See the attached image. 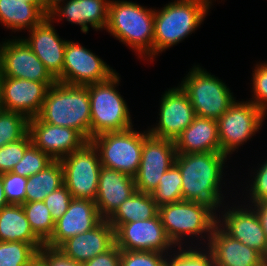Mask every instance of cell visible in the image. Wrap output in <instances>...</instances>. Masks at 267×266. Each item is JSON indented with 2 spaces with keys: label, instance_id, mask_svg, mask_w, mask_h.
I'll return each instance as SVG.
<instances>
[{
  "label": "cell",
  "instance_id": "cell-1",
  "mask_svg": "<svg viewBox=\"0 0 267 266\" xmlns=\"http://www.w3.org/2000/svg\"><path fill=\"white\" fill-rule=\"evenodd\" d=\"M228 159L222 152L176 154L174 164L181 171L183 200L206 204L217 213L226 203L222 180Z\"/></svg>",
  "mask_w": 267,
  "mask_h": 266
},
{
  "label": "cell",
  "instance_id": "cell-7",
  "mask_svg": "<svg viewBox=\"0 0 267 266\" xmlns=\"http://www.w3.org/2000/svg\"><path fill=\"white\" fill-rule=\"evenodd\" d=\"M179 85L187 93L196 116L219 119L236 101L233 92L219 79L200 65H193Z\"/></svg>",
  "mask_w": 267,
  "mask_h": 266
},
{
  "label": "cell",
  "instance_id": "cell-16",
  "mask_svg": "<svg viewBox=\"0 0 267 266\" xmlns=\"http://www.w3.org/2000/svg\"><path fill=\"white\" fill-rule=\"evenodd\" d=\"M115 244L125 251H155L168 254L176 248L167 237L159 215L122 224L115 231Z\"/></svg>",
  "mask_w": 267,
  "mask_h": 266
},
{
  "label": "cell",
  "instance_id": "cell-43",
  "mask_svg": "<svg viewBox=\"0 0 267 266\" xmlns=\"http://www.w3.org/2000/svg\"><path fill=\"white\" fill-rule=\"evenodd\" d=\"M38 254L48 263V266H82L81 263L63 255L58 249L43 246Z\"/></svg>",
  "mask_w": 267,
  "mask_h": 266
},
{
  "label": "cell",
  "instance_id": "cell-8",
  "mask_svg": "<svg viewBox=\"0 0 267 266\" xmlns=\"http://www.w3.org/2000/svg\"><path fill=\"white\" fill-rule=\"evenodd\" d=\"M131 127L123 131L106 132L91 138L103 167L115 169L134 177L141 162L144 139L148 130Z\"/></svg>",
  "mask_w": 267,
  "mask_h": 266
},
{
  "label": "cell",
  "instance_id": "cell-30",
  "mask_svg": "<svg viewBox=\"0 0 267 266\" xmlns=\"http://www.w3.org/2000/svg\"><path fill=\"white\" fill-rule=\"evenodd\" d=\"M182 175L173 164L161 177L158 187L151 193L158 206L183 201Z\"/></svg>",
  "mask_w": 267,
  "mask_h": 266
},
{
  "label": "cell",
  "instance_id": "cell-18",
  "mask_svg": "<svg viewBox=\"0 0 267 266\" xmlns=\"http://www.w3.org/2000/svg\"><path fill=\"white\" fill-rule=\"evenodd\" d=\"M32 143L53 160H60L80 149L87 140L75 129L43 122L38 116L28 121Z\"/></svg>",
  "mask_w": 267,
  "mask_h": 266
},
{
  "label": "cell",
  "instance_id": "cell-11",
  "mask_svg": "<svg viewBox=\"0 0 267 266\" xmlns=\"http://www.w3.org/2000/svg\"><path fill=\"white\" fill-rule=\"evenodd\" d=\"M12 37L0 43V77L57 82L26 41Z\"/></svg>",
  "mask_w": 267,
  "mask_h": 266
},
{
  "label": "cell",
  "instance_id": "cell-23",
  "mask_svg": "<svg viewBox=\"0 0 267 266\" xmlns=\"http://www.w3.org/2000/svg\"><path fill=\"white\" fill-rule=\"evenodd\" d=\"M115 244V230L103 219L96 227L64 241L57 249L78 263H85Z\"/></svg>",
  "mask_w": 267,
  "mask_h": 266
},
{
  "label": "cell",
  "instance_id": "cell-28",
  "mask_svg": "<svg viewBox=\"0 0 267 266\" xmlns=\"http://www.w3.org/2000/svg\"><path fill=\"white\" fill-rule=\"evenodd\" d=\"M159 206L149 193L135 191L132 196L123 201L115 212L107 219L116 231L122 224L147 220L158 215Z\"/></svg>",
  "mask_w": 267,
  "mask_h": 266
},
{
  "label": "cell",
  "instance_id": "cell-48",
  "mask_svg": "<svg viewBox=\"0 0 267 266\" xmlns=\"http://www.w3.org/2000/svg\"><path fill=\"white\" fill-rule=\"evenodd\" d=\"M24 1L31 2L34 4H43L42 0H24Z\"/></svg>",
  "mask_w": 267,
  "mask_h": 266
},
{
  "label": "cell",
  "instance_id": "cell-34",
  "mask_svg": "<svg viewBox=\"0 0 267 266\" xmlns=\"http://www.w3.org/2000/svg\"><path fill=\"white\" fill-rule=\"evenodd\" d=\"M37 253L29 243L0 241V266H27Z\"/></svg>",
  "mask_w": 267,
  "mask_h": 266
},
{
  "label": "cell",
  "instance_id": "cell-41",
  "mask_svg": "<svg viewBox=\"0 0 267 266\" xmlns=\"http://www.w3.org/2000/svg\"><path fill=\"white\" fill-rule=\"evenodd\" d=\"M72 196L65 185L54 190L44 199V203L51 212L52 219L57 221L67 211Z\"/></svg>",
  "mask_w": 267,
  "mask_h": 266
},
{
  "label": "cell",
  "instance_id": "cell-31",
  "mask_svg": "<svg viewBox=\"0 0 267 266\" xmlns=\"http://www.w3.org/2000/svg\"><path fill=\"white\" fill-rule=\"evenodd\" d=\"M22 208L33 232L45 243L53 234L55 222L44 201L25 202Z\"/></svg>",
  "mask_w": 267,
  "mask_h": 266
},
{
  "label": "cell",
  "instance_id": "cell-33",
  "mask_svg": "<svg viewBox=\"0 0 267 266\" xmlns=\"http://www.w3.org/2000/svg\"><path fill=\"white\" fill-rule=\"evenodd\" d=\"M167 266H214V262L206 247H177L167 254Z\"/></svg>",
  "mask_w": 267,
  "mask_h": 266
},
{
  "label": "cell",
  "instance_id": "cell-20",
  "mask_svg": "<svg viewBox=\"0 0 267 266\" xmlns=\"http://www.w3.org/2000/svg\"><path fill=\"white\" fill-rule=\"evenodd\" d=\"M102 220L95 201L73 198L67 211L55 221L53 234L44 246L57 249L64 241L93 229Z\"/></svg>",
  "mask_w": 267,
  "mask_h": 266
},
{
  "label": "cell",
  "instance_id": "cell-45",
  "mask_svg": "<svg viewBox=\"0 0 267 266\" xmlns=\"http://www.w3.org/2000/svg\"><path fill=\"white\" fill-rule=\"evenodd\" d=\"M64 1L68 0H42L44 11L48 14L54 7Z\"/></svg>",
  "mask_w": 267,
  "mask_h": 266
},
{
  "label": "cell",
  "instance_id": "cell-5",
  "mask_svg": "<svg viewBox=\"0 0 267 266\" xmlns=\"http://www.w3.org/2000/svg\"><path fill=\"white\" fill-rule=\"evenodd\" d=\"M38 117L48 124L75 129L90 141L88 85H68L57 81L48 88Z\"/></svg>",
  "mask_w": 267,
  "mask_h": 266
},
{
  "label": "cell",
  "instance_id": "cell-38",
  "mask_svg": "<svg viewBox=\"0 0 267 266\" xmlns=\"http://www.w3.org/2000/svg\"><path fill=\"white\" fill-rule=\"evenodd\" d=\"M120 266H167V254L121 250Z\"/></svg>",
  "mask_w": 267,
  "mask_h": 266
},
{
  "label": "cell",
  "instance_id": "cell-40",
  "mask_svg": "<svg viewBox=\"0 0 267 266\" xmlns=\"http://www.w3.org/2000/svg\"><path fill=\"white\" fill-rule=\"evenodd\" d=\"M8 204L25 203L27 178L13 172L1 174Z\"/></svg>",
  "mask_w": 267,
  "mask_h": 266
},
{
  "label": "cell",
  "instance_id": "cell-29",
  "mask_svg": "<svg viewBox=\"0 0 267 266\" xmlns=\"http://www.w3.org/2000/svg\"><path fill=\"white\" fill-rule=\"evenodd\" d=\"M64 185L60 160H54L44 170L27 178L25 202L44 201L47 195Z\"/></svg>",
  "mask_w": 267,
  "mask_h": 266
},
{
  "label": "cell",
  "instance_id": "cell-26",
  "mask_svg": "<svg viewBox=\"0 0 267 266\" xmlns=\"http://www.w3.org/2000/svg\"><path fill=\"white\" fill-rule=\"evenodd\" d=\"M47 15L43 4L24 0H0V23L14 33L22 30L29 31Z\"/></svg>",
  "mask_w": 267,
  "mask_h": 266
},
{
  "label": "cell",
  "instance_id": "cell-35",
  "mask_svg": "<svg viewBox=\"0 0 267 266\" xmlns=\"http://www.w3.org/2000/svg\"><path fill=\"white\" fill-rule=\"evenodd\" d=\"M54 160L31 143L25 151L24 157L13 167L14 174L30 177L44 170Z\"/></svg>",
  "mask_w": 267,
  "mask_h": 266
},
{
  "label": "cell",
  "instance_id": "cell-32",
  "mask_svg": "<svg viewBox=\"0 0 267 266\" xmlns=\"http://www.w3.org/2000/svg\"><path fill=\"white\" fill-rule=\"evenodd\" d=\"M28 121L21 113L0 109V147L22 139L28 133Z\"/></svg>",
  "mask_w": 267,
  "mask_h": 266
},
{
  "label": "cell",
  "instance_id": "cell-15",
  "mask_svg": "<svg viewBox=\"0 0 267 266\" xmlns=\"http://www.w3.org/2000/svg\"><path fill=\"white\" fill-rule=\"evenodd\" d=\"M176 148L173 140L148 134L144 139L141 162L134 176L136 191L151 194L162 175L174 164Z\"/></svg>",
  "mask_w": 267,
  "mask_h": 266
},
{
  "label": "cell",
  "instance_id": "cell-3",
  "mask_svg": "<svg viewBox=\"0 0 267 266\" xmlns=\"http://www.w3.org/2000/svg\"><path fill=\"white\" fill-rule=\"evenodd\" d=\"M158 215L167 237L176 248L190 247V245L192 247L193 244L194 247H199L201 244V247H205L217 224V213L210 206L193 201L183 200L161 205L158 208Z\"/></svg>",
  "mask_w": 267,
  "mask_h": 266
},
{
  "label": "cell",
  "instance_id": "cell-27",
  "mask_svg": "<svg viewBox=\"0 0 267 266\" xmlns=\"http://www.w3.org/2000/svg\"><path fill=\"white\" fill-rule=\"evenodd\" d=\"M0 241H21L31 244L37 251L44 242L33 232L22 205L8 204L0 209Z\"/></svg>",
  "mask_w": 267,
  "mask_h": 266
},
{
  "label": "cell",
  "instance_id": "cell-22",
  "mask_svg": "<svg viewBox=\"0 0 267 266\" xmlns=\"http://www.w3.org/2000/svg\"><path fill=\"white\" fill-rule=\"evenodd\" d=\"M205 247L213 256L214 266H267L259 252L230 237L217 224Z\"/></svg>",
  "mask_w": 267,
  "mask_h": 266
},
{
  "label": "cell",
  "instance_id": "cell-39",
  "mask_svg": "<svg viewBox=\"0 0 267 266\" xmlns=\"http://www.w3.org/2000/svg\"><path fill=\"white\" fill-rule=\"evenodd\" d=\"M266 160V161H265ZM264 162H261L263 164H259L255 170H253L255 173L250 176V178L253 176L251 183L249 182V185L245 187L246 191V197L249 198L247 204H253L256 202H267V159L265 158ZM250 186V188H249ZM249 188V189H247ZM249 192V193H248Z\"/></svg>",
  "mask_w": 267,
  "mask_h": 266
},
{
  "label": "cell",
  "instance_id": "cell-6",
  "mask_svg": "<svg viewBox=\"0 0 267 266\" xmlns=\"http://www.w3.org/2000/svg\"><path fill=\"white\" fill-rule=\"evenodd\" d=\"M119 73L108 80L88 85L90 98V140L106 132L123 131L133 127L132 115L126 100L117 90Z\"/></svg>",
  "mask_w": 267,
  "mask_h": 266
},
{
  "label": "cell",
  "instance_id": "cell-21",
  "mask_svg": "<svg viewBox=\"0 0 267 266\" xmlns=\"http://www.w3.org/2000/svg\"><path fill=\"white\" fill-rule=\"evenodd\" d=\"M111 0H68L54 7L48 16L53 22L63 18L71 24L79 25L81 32L87 34L93 30H105L108 23ZM90 26V27H89Z\"/></svg>",
  "mask_w": 267,
  "mask_h": 266
},
{
  "label": "cell",
  "instance_id": "cell-36",
  "mask_svg": "<svg viewBox=\"0 0 267 266\" xmlns=\"http://www.w3.org/2000/svg\"><path fill=\"white\" fill-rule=\"evenodd\" d=\"M32 143L30 134L22 139L0 147V175L9 173L13 167L24 157L26 148Z\"/></svg>",
  "mask_w": 267,
  "mask_h": 266
},
{
  "label": "cell",
  "instance_id": "cell-24",
  "mask_svg": "<svg viewBox=\"0 0 267 266\" xmlns=\"http://www.w3.org/2000/svg\"><path fill=\"white\" fill-rule=\"evenodd\" d=\"M135 191L134 177L102 166L95 199L100 216L108 219Z\"/></svg>",
  "mask_w": 267,
  "mask_h": 266
},
{
  "label": "cell",
  "instance_id": "cell-37",
  "mask_svg": "<svg viewBox=\"0 0 267 266\" xmlns=\"http://www.w3.org/2000/svg\"><path fill=\"white\" fill-rule=\"evenodd\" d=\"M253 68L252 78V102L267 115V61L258 62Z\"/></svg>",
  "mask_w": 267,
  "mask_h": 266
},
{
  "label": "cell",
  "instance_id": "cell-44",
  "mask_svg": "<svg viewBox=\"0 0 267 266\" xmlns=\"http://www.w3.org/2000/svg\"><path fill=\"white\" fill-rule=\"evenodd\" d=\"M250 205L258 215L267 241V202H256Z\"/></svg>",
  "mask_w": 267,
  "mask_h": 266
},
{
  "label": "cell",
  "instance_id": "cell-4",
  "mask_svg": "<svg viewBox=\"0 0 267 266\" xmlns=\"http://www.w3.org/2000/svg\"><path fill=\"white\" fill-rule=\"evenodd\" d=\"M214 0H174L154 8V59L200 27Z\"/></svg>",
  "mask_w": 267,
  "mask_h": 266
},
{
  "label": "cell",
  "instance_id": "cell-19",
  "mask_svg": "<svg viewBox=\"0 0 267 266\" xmlns=\"http://www.w3.org/2000/svg\"><path fill=\"white\" fill-rule=\"evenodd\" d=\"M52 19L47 15L37 26L30 29L29 37H23L46 69L62 83V70L66 43L56 32Z\"/></svg>",
  "mask_w": 267,
  "mask_h": 266
},
{
  "label": "cell",
  "instance_id": "cell-10",
  "mask_svg": "<svg viewBox=\"0 0 267 266\" xmlns=\"http://www.w3.org/2000/svg\"><path fill=\"white\" fill-rule=\"evenodd\" d=\"M64 185L74 199L95 201L102 167L98 150L91 141L60 159Z\"/></svg>",
  "mask_w": 267,
  "mask_h": 266
},
{
  "label": "cell",
  "instance_id": "cell-25",
  "mask_svg": "<svg viewBox=\"0 0 267 266\" xmlns=\"http://www.w3.org/2000/svg\"><path fill=\"white\" fill-rule=\"evenodd\" d=\"M174 144L176 154L221 152L217 120L196 116Z\"/></svg>",
  "mask_w": 267,
  "mask_h": 266
},
{
  "label": "cell",
  "instance_id": "cell-17",
  "mask_svg": "<svg viewBox=\"0 0 267 266\" xmlns=\"http://www.w3.org/2000/svg\"><path fill=\"white\" fill-rule=\"evenodd\" d=\"M55 83L0 77V109L21 113L28 119L37 117L48 88Z\"/></svg>",
  "mask_w": 267,
  "mask_h": 266
},
{
  "label": "cell",
  "instance_id": "cell-47",
  "mask_svg": "<svg viewBox=\"0 0 267 266\" xmlns=\"http://www.w3.org/2000/svg\"><path fill=\"white\" fill-rule=\"evenodd\" d=\"M8 205L4 188H3V181L0 175V209H2L4 206Z\"/></svg>",
  "mask_w": 267,
  "mask_h": 266
},
{
  "label": "cell",
  "instance_id": "cell-12",
  "mask_svg": "<svg viewBox=\"0 0 267 266\" xmlns=\"http://www.w3.org/2000/svg\"><path fill=\"white\" fill-rule=\"evenodd\" d=\"M116 70L80 43H66L62 83L86 86L108 80Z\"/></svg>",
  "mask_w": 267,
  "mask_h": 266
},
{
  "label": "cell",
  "instance_id": "cell-13",
  "mask_svg": "<svg viewBox=\"0 0 267 266\" xmlns=\"http://www.w3.org/2000/svg\"><path fill=\"white\" fill-rule=\"evenodd\" d=\"M227 204L222 206L223 211H218L217 225L230 237L256 250L267 260V241L255 210L247 204L239 205V201L238 205L233 203L231 207Z\"/></svg>",
  "mask_w": 267,
  "mask_h": 266
},
{
  "label": "cell",
  "instance_id": "cell-46",
  "mask_svg": "<svg viewBox=\"0 0 267 266\" xmlns=\"http://www.w3.org/2000/svg\"><path fill=\"white\" fill-rule=\"evenodd\" d=\"M27 266H48V263L37 253Z\"/></svg>",
  "mask_w": 267,
  "mask_h": 266
},
{
  "label": "cell",
  "instance_id": "cell-9",
  "mask_svg": "<svg viewBox=\"0 0 267 266\" xmlns=\"http://www.w3.org/2000/svg\"><path fill=\"white\" fill-rule=\"evenodd\" d=\"M266 114L250 101H235L217 119L221 152L228 158L261 130ZM237 149V150H236ZM234 152V153H233Z\"/></svg>",
  "mask_w": 267,
  "mask_h": 266
},
{
  "label": "cell",
  "instance_id": "cell-42",
  "mask_svg": "<svg viewBox=\"0 0 267 266\" xmlns=\"http://www.w3.org/2000/svg\"><path fill=\"white\" fill-rule=\"evenodd\" d=\"M121 250L114 244L109 250L101 253L82 266H120Z\"/></svg>",
  "mask_w": 267,
  "mask_h": 266
},
{
  "label": "cell",
  "instance_id": "cell-14",
  "mask_svg": "<svg viewBox=\"0 0 267 266\" xmlns=\"http://www.w3.org/2000/svg\"><path fill=\"white\" fill-rule=\"evenodd\" d=\"M155 125L148 126L150 135L175 141L195 119L196 113L187 93L178 84L162 94Z\"/></svg>",
  "mask_w": 267,
  "mask_h": 266
},
{
  "label": "cell",
  "instance_id": "cell-2",
  "mask_svg": "<svg viewBox=\"0 0 267 266\" xmlns=\"http://www.w3.org/2000/svg\"><path fill=\"white\" fill-rule=\"evenodd\" d=\"M105 30L134 50L137 58L154 61V8L130 0H111Z\"/></svg>",
  "mask_w": 267,
  "mask_h": 266
}]
</instances>
